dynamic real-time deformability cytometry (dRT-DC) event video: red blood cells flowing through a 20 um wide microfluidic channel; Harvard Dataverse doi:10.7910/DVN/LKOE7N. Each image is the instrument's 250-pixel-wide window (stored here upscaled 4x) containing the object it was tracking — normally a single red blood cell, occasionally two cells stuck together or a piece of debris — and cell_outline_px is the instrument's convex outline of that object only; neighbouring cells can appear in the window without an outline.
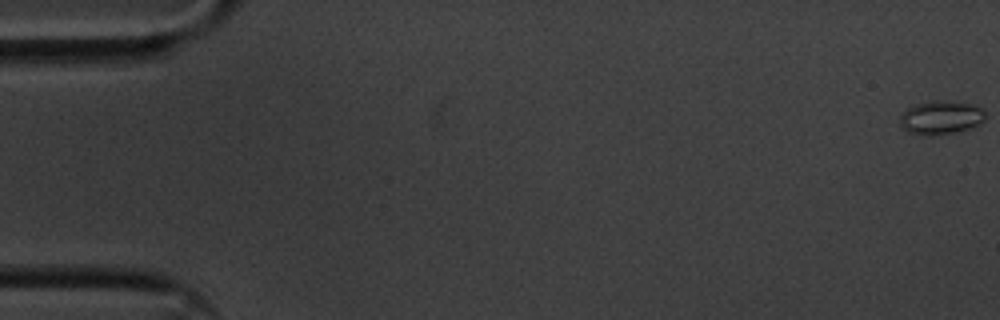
{"species": "common noctule bat (a hibernating species)", "species_latin": "Nyctalus noctula", "temperature_condition": "cold", "stored_images_in_passage": 57, "camera_frame_rate_fps": 3000, "um_per_image_px": 0.085, "animal": {"sex": "male", "body_mass_g": 20.1, "forearm_length_mm": 53.5}, "frame": {"image": 1, "passage_image": 1, "time_ms": 0.0, "image_size_px": [1000, 320], "cell_outline_px": [[984, 120], [968, 128], [956, 132], [932, 136], [924, 136], [908, 132], [900, 124], [900, 116], [908, 108], [916, 104], [932, 100], [944, 100], [968, 104], [980, 108], [984, 112]], "centroid_in_image_um": [79.92, 10.0], "position_along_channel_um": 5.1, "area_um2": 16.47}}
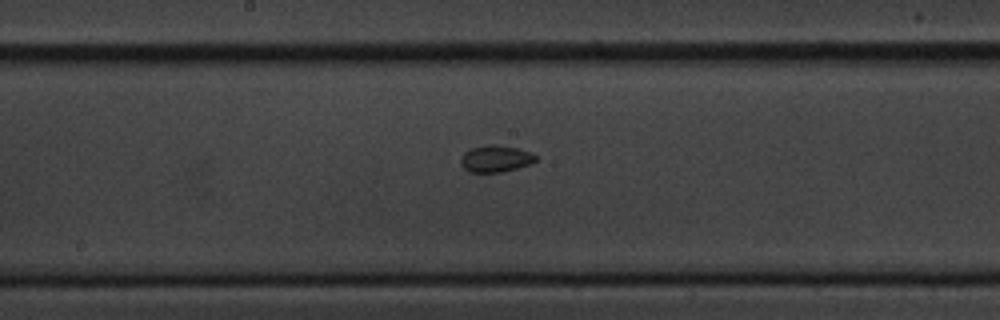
{"frame": {"image": 2, "passage_image": 30, "time_ms": 9.667, "image_size_px": [1000, 320], "cell_outline_px": [[536, 160], [528, 164], [516, 168], [500, 172], [468, 172], [460, 164], [460, 156], [464, 152], [472, 148], [488, 144], [496, 144], [516, 148], [532, 152], [536, 156]], "centroid_in_image_um": [42.08, 13.48], "position_along_channel_um": 206.1, "area_um2": 11.68}}
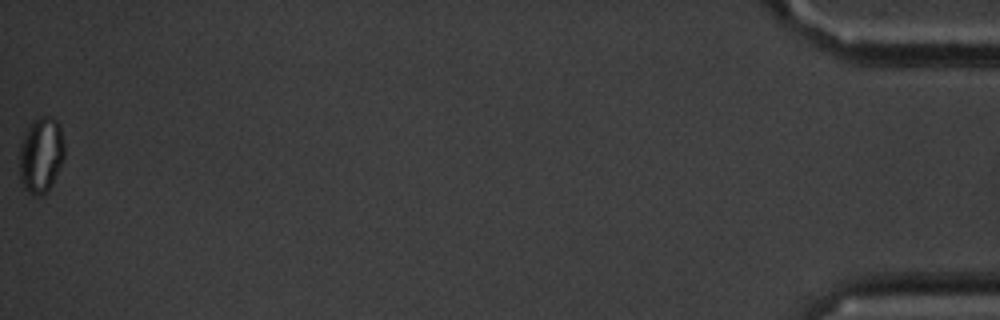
{"frame": {"image": 3, "passage_image": 57, "time_ms": 18.667, "image_size_px": [1000, 320], "cell_outline_px": [[64, 156], [52, 184], [40, 196], [36, 196], [28, 192], [24, 188], [20, 180], [20, 144], [32, 120], [40, 116], [48, 116], [56, 120], [60, 128], [64, 144]], "centroid_in_image_um": [3.47, 13.16], "position_along_channel_um": 431.7, "area_um2": 19.59}, "authors_computed_cell_mechanics": {"area_um2": 12.8316, "velocity_mm_per_s": 3.5986, "shape_relaxation_time_tau1_ms": null, "shape_relaxation_time_tau2_ms": 9.368, "deformation_change_tau1": null, "deformation_change_tau2": 0.1083}}